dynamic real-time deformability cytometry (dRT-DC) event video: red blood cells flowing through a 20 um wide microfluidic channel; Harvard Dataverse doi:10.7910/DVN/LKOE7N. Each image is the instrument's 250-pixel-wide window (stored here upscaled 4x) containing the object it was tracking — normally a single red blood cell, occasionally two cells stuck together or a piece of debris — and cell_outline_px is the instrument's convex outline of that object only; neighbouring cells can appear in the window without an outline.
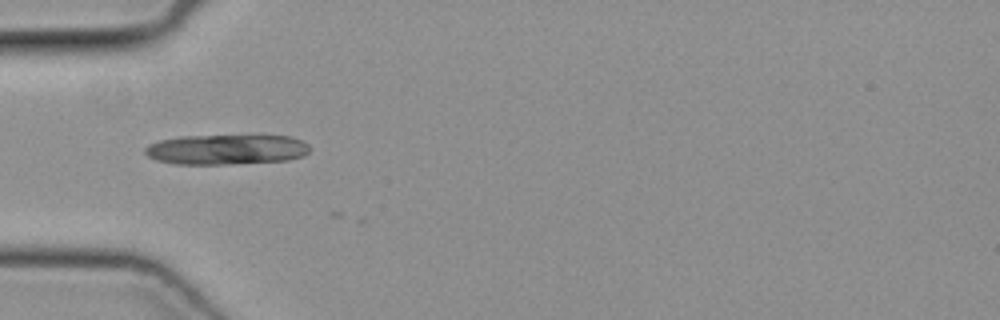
{"species": "common noctule bat (a hibernating species)", "species_latin": "Nyctalus noctula", "temperature_condition": "cold", "stored_images_in_passage": 3, "camera_frame_rate_fps": 3000, "um_per_image_px": 0.085, "animal": {"sex": "female", "body_mass_g": 19.3, "forearm_length_mm": 54.1}, "frame": {"image": 1, "passage_image": 1, "time_ms": 0.0, "image_size_px": [1000, 320], "cell_outline_px": [[312, 148], [304, 156], [288, 160], [224, 164], [176, 164], [156, 160], [148, 156], [144, 152], [144, 148], [148, 144], [160, 140], [180, 136], [292, 136], [304, 140]], "centroid_in_image_um": [19.26, 12.7], "position_along_channel_um": 65.7, "area_um2": 29.02}}